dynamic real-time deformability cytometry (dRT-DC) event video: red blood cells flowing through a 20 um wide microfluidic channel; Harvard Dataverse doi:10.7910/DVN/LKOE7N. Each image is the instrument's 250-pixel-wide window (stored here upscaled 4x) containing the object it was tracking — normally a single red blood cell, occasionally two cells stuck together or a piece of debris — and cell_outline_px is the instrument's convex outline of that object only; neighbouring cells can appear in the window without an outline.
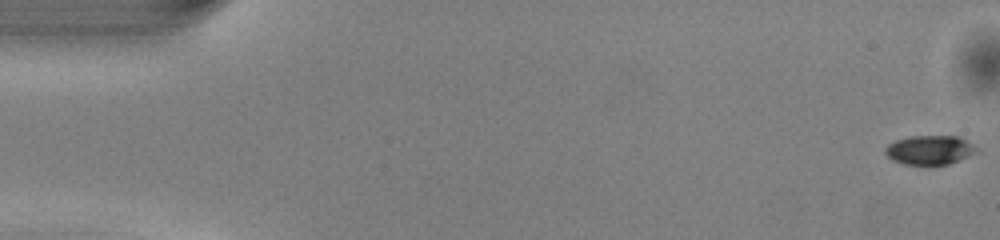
{"species": "common noctule bat (a hibernating species)", "species_latin": "Nyctalus noctula", "temperature_condition": "warm", "stored_images_in_passage": 51, "camera_frame_rate_fps": 3000, "um_per_image_px": 0.085, "animal": {"sex": "male", "body_mass_g": 13.0, "forearm_length_mm": 53.1}, "frame": {"image": 1, "passage_image": 1, "time_ms": 0.0, "image_size_px": [1000, 240], "cell_outline_px": [[980, 152], [948, 164], [904, 164], [892, 160], [884, 152], [884, 148], [888, 144], [896, 140], [908, 136], [956, 136], [964, 140], [976, 148]], "centroid_in_image_um": [78.99, 12.74], "position_along_channel_um": 6.0, "area_um2": 15.37}}
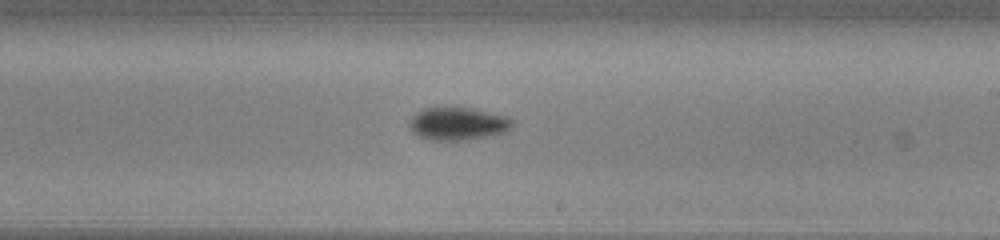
{"frame": {"image": 2, "passage_image": 30, "time_ms": 9.667, "image_size_px": [1000, 240], "cell_outline_px": [[512, 128], [508, 132], [464, 140], [432, 140], [420, 136], [412, 132], [408, 128], [408, 124], [412, 116], [416, 112], [424, 108], [436, 104], [472, 108], [504, 116], [512, 120]], "centroid_in_image_um": [38.85, 10.47], "position_along_channel_um": 250.2, "area_um2": 20.23}}
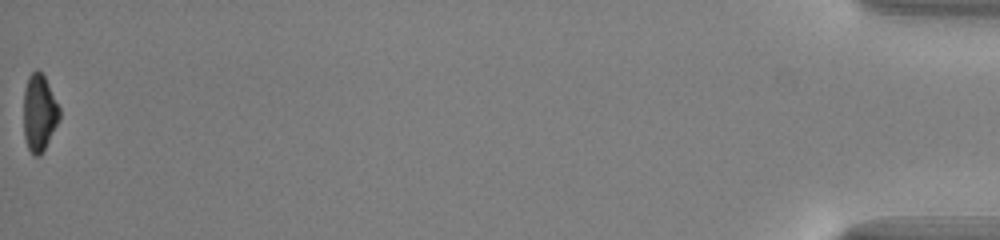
{"frame": {"image": 3, "passage_image": 51, "time_ms": 16.667, "image_size_px": [1000, 240], "cell_outline_px": [[60, 120], [40, 156], [32, 156], [28, 148], [24, 136], [24, 88], [28, 76], [36, 68], [44, 76], [60, 108]], "centroid_in_image_um": [3.33, 9.6], "position_along_channel_um": 431.9, "area_um2": 16.13}, "authors_computed_cell_mechanics": {"area_um2": 17.2822, "velocity_mm_per_s": 4.1128, "shape_relaxation_time_tau1_ms": 2.1727, "shape_relaxation_time_tau2_ms": 8.9741, "deformation_change_tau1": 0.1409, "deformation_change_tau2": 0.1601}}